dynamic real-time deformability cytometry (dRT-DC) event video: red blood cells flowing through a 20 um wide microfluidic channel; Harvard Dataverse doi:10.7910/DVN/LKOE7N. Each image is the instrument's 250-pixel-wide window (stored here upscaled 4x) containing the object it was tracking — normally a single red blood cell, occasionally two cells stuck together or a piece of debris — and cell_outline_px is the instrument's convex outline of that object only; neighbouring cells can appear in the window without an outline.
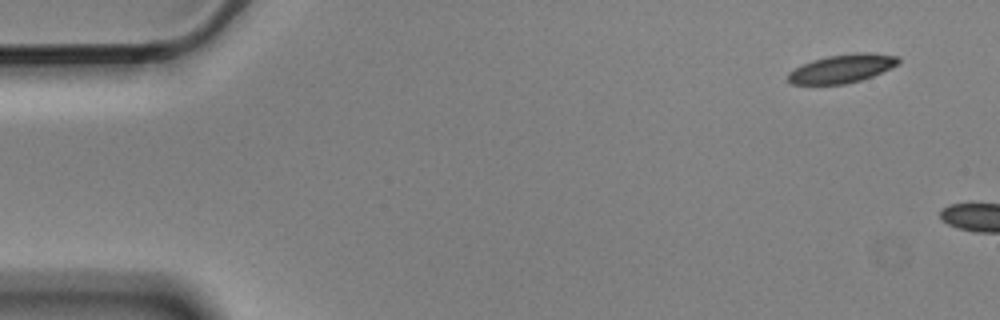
{"species": "Egyptian fruit bat (a non-hibernating species)", "species_latin": "Rousettus aegyptiacus", "temperature_condition": "cold", "stored_images_in_passage": 2, "camera_frame_rate_fps": 3000, "um_per_image_px": 0.085, "animal": {"sex": "male"}, "frame": {"image": 1, "passage_image": 1, "time_ms": 0.0, "image_size_px": [1000, 320], "cell_outline_px": [[900, 64], [892, 68], [872, 76], [860, 80], [844, 84], [792, 84], [788, 80], [788, 72], [812, 60], [828, 56], [856, 52], [868, 52], [900, 56]], "centroid_in_image_um": [71.63, 5.81], "position_along_channel_um": 13.4, "area_um2": 18.32}}